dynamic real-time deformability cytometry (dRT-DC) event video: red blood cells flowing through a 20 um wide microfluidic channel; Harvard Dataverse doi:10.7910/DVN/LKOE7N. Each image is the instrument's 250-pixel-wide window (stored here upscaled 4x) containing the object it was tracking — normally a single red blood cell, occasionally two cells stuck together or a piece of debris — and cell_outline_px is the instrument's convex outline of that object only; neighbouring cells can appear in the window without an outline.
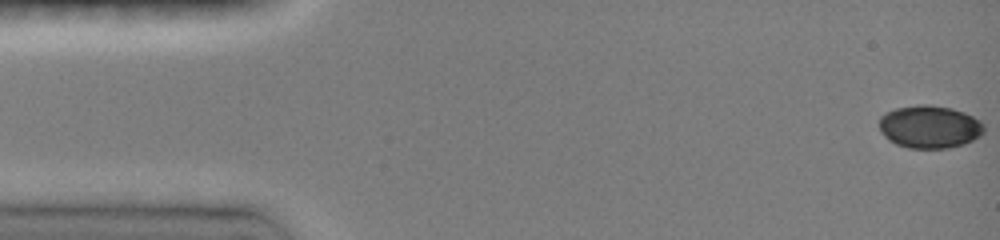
{"species": "common noctule bat (a hibernating species)", "species_latin": "Nyctalus noctula", "temperature_condition": "room temperature", "stored_images_in_passage": 46, "camera_frame_rate_fps": 3000, "um_per_image_px": 0.085, "animal": {"sex": "female", "body_mass_g": 19.0, "forearm_length_mm": 51.5}, "frame": {"image": 1, "passage_image": 1, "time_ms": 0.0, "image_size_px": [1000, 240], "cell_outline_px": [[984, 132], [980, 136], [972, 140], [948, 148], [908, 148], [896, 144], [888, 140], [880, 128], [880, 116], [884, 112], [896, 108], [920, 104], [928, 104], [952, 108], [964, 112], [980, 120], [984, 124]], "centroid_in_image_um": [79.01, 10.76], "position_along_channel_um": 6.0, "area_um2": 26.13}}
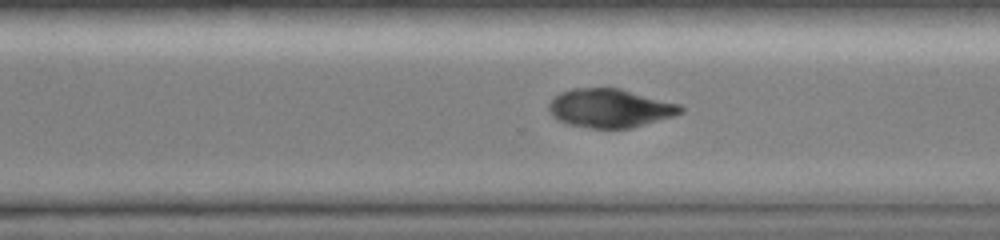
{"frame": {"image": 2, "passage_image": 33, "time_ms": 10.667, "image_size_px": [1000, 240], "cell_outline_px": [[684, 112], [672, 116], [632, 128], [588, 128], [568, 124], [552, 116], [548, 108], [548, 104], [560, 92], [572, 88], [620, 88], [680, 104], [684, 108]], "centroid_in_image_um": [51.85, 9.19], "position_along_channel_um": 318.7, "area_um2": 29.65}}
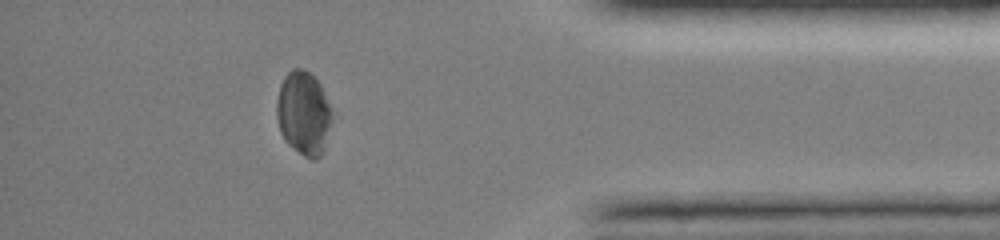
{"frame": {"image": 3, "passage_image": 41, "time_ms": 13.333, "image_size_px": [1000, 240], "cell_outline_px": [[332, 116], [324, 148], [320, 156], [316, 160], [312, 160], [304, 156], [288, 144], [284, 140], [280, 132], [276, 116], [276, 100], [280, 84], [284, 76], [292, 68], [300, 68], [312, 72], [320, 84], [332, 108]], "centroid_in_image_um": [25.79, 9.59], "position_along_channel_um": 409.4, "area_um2": 27.34}}